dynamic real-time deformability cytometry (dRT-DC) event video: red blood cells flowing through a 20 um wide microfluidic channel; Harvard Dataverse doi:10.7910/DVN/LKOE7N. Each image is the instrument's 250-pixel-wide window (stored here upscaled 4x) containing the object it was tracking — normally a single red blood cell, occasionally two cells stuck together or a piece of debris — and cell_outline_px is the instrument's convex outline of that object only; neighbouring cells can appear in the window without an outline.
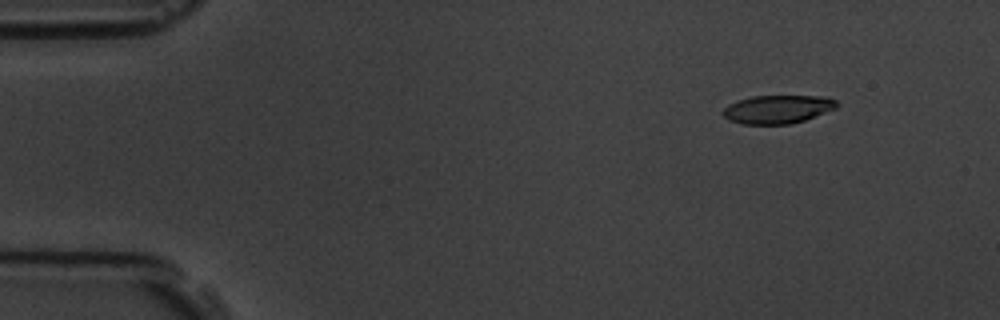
{"species": "common noctule bat (a hibernating species)", "species_latin": "Nyctalus noctula", "temperature_condition": "room temperature", "stored_images_in_passage": 5, "camera_frame_rate_fps": 3000, "um_per_image_px": 0.085, "animal": {"sex": "male", "body_mass_g": 19.5, "forearm_length_mm": 54.6}, "frame": {"image": 1, "passage_image": 2, "time_ms": 1.0, "image_size_px": [1000, 320], "cell_outline_px": [[840, 104], [836, 108], [804, 120], [788, 124], [740, 124], [728, 120], [720, 112], [728, 104], [752, 96], [828, 96], [836, 100]], "centroid_in_image_um": [66.09, 9.28], "position_along_channel_um": 18.9, "area_um2": 18.9}}
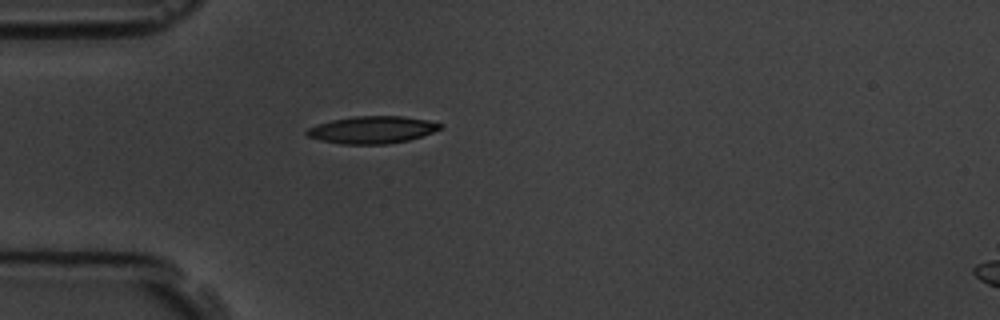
{"frame": {"image": 2, "passage_image": 5, "time_ms": 4.333, "image_size_px": [1000, 320], "cell_outline_px": [[444, 128], [408, 140], [388, 144], [340, 144], [320, 140], [308, 136], [304, 132], [308, 128], [316, 124], [332, 120], [352, 116], [404, 116], [428, 120], [444, 124]], "centroid_in_image_um": [31.64, 11.02], "position_along_channel_um": 53.4, "area_um2": 21.33}}